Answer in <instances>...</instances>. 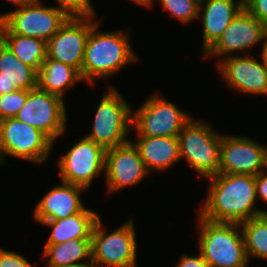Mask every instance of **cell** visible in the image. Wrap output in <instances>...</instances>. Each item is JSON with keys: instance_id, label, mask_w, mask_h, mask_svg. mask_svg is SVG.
Instances as JSON below:
<instances>
[{"instance_id": "6da1fadb", "label": "cell", "mask_w": 267, "mask_h": 267, "mask_svg": "<svg viewBox=\"0 0 267 267\" xmlns=\"http://www.w3.org/2000/svg\"><path fill=\"white\" fill-rule=\"evenodd\" d=\"M209 179L210 190L200 211L202 218L240 224L266 213L264 210H254L257 199L255 176L218 173Z\"/></svg>"}, {"instance_id": "7a4b0ae2", "label": "cell", "mask_w": 267, "mask_h": 267, "mask_svg": "<svg viewBox=\"0 0 267 267\" xmlns=\"http://www.w3.org/2000/svg\"><path fill=\"white\" fill-rule=\"evenodd\" d=\"M98 25L95 23L90 30L81 70L82 79L90 84L96 78L115 74L121 67L137 59L127 34L122 30L100 32L97 30Z\"/></svg>"}, {"instance_id": "3957f363", "label": "cell", "mask_w": 267, "mask_h": 267, "mask_svg": "<svg viewBox=\"0 0 267 267\" xmlns=\"http://www.w3.org/2000/svg\"><path fill=\"white\" fill-rule=\"evenodd\" d=\"M199 225V250L210 267L247 266L249 260L242 230L238 229L240 224L209 221L199 215Z\"/></svg>"}, {"instance_id": "277c9868", "label": "cell", "mask_w": 267, "mask_h": 267, "mask_svg": "<svg viewBox=\"0 0 267 267\" xmlns=\"http://www.w3.org/2000/svg\"><path fill=\"white\" fill-rule=\"evenodd\" d=\"M177 138L180 158L185 157L200 175L210 178L219 173L222 135L191 118Z\"/></svg>"}, {"instance_id": "5b68a950", "label": "cell", "mask_w": 267, "mask_h": 267, "mask_svg": "<svg viewBox=\"0 0 267 267\" xmlns=\"http://www.w3.org/2000/svg\"><path fill=\"white\" fill-rule=\"evenodd\" d=\"M69 16L56 7H43L39 0L0 15V34H18L47 42Z\"/></svg>"}, {"instance_id": "8992f818", "label": "cell", "mask_w": 267, "mask_h": 267, "mask_svg": "<svg viewBox=\"0 0 267 267\" xmlns=\"http://www.w3.org/2000/svg\"><path fill=\"white\" fill-rule=\"evenodd\" d=\"M132 124L129 105L114 88L104 93L95 114L93 130L86 138L105 150L123 145Z\"/></svg>"}, {"instance_id": "52a82bcc", "label": "cell", "mask_w": 267, "mask_h": 267, "mask_svg": "<svg viewBox=\"0 0 267 267\" xmlns=\"http://www.w3.org/2000/svg\"><path fill=\"white\" fill-rule=\"evenodd\" d=\"M97 219L91 234V263L94 267H136V240L133 220L109 234Z\"/></svg>"}, {"instance_id": "ba28073f", "label": "cell", "mask_w": 267, "mask_h": 267, "mask_svg": "<svg viewBox=\"0 0 267 267\" xmlns=\"http://www.w3.org/2000/svg\"><path fill=\"white\" fill-rule=\"evenodd\" d=\"M53 141L41 132L15 117L0 121V162L3 155H10L32 161L44 162L51 150Z\"/></svg>"}, {"instance_id": "9c48e42d", "label": "cell", "mask_w": 267, "mask_h": 267, "mask_svg": "<svg viewBox=\"0 0 267 267\" xmlns=\"http://www.w3.org/2000/svg\"><path fill=\"white\" fill-rule=\"evenodd\" d=\"M190 119L161 95L147 99L136 113H132L137 136L177 137Z\"/></svg>"}, {"instance_id": "30bf717a", "label": "cell", "mask_w": 267, "mask_h": 267, "mask_svg": "<svg viewBox=\"0 0 267 267\" xmlns=\"http://www.w3.org/2000/svg\"><path fill=\"white\" fill-rule=\"evenodd\" d=\"M15 118L39 129L53 142L65 130L66 113L63 99L40 90H28L25 104Z\"/></svg>"}, {"instance_id": "8fae6325", "label": "cell", "mask_w": 267, "mask_h": 267, "mask_svg": "<svg viewBox=\"0 0 267 267\" xmlns=\"http://www.w3.org/2000/svg\"><path fill=\"white\" fill-rule=\"evenodd\" d=\"M105 153L102 146L86 137L82 138L57 164L61 181L89 188L96 175L105 170Z\"/></svg>"}, {"instance_id": "7c38bea8", "label": "cell", "mask_w": 267, "mask_h": 267, "mask_svg": "<svg viewBox=\"0 0 267 267\" xmlns=\"http://www.w3.org/2000/svg\"><path fill=\"white\" fill-rule=\"evenodd\" d=\"M94 15L69 17L60 29L46 42L47 57L77 69L80 74L85 46L90 30L96 22Z\"/></svg>"}, {"instance_id": "4fadbf2b", "label": "cell", "mask_w": 267, "mask_h": 267, "mask_svg": "<svg viewBox=\"0 0 267 267\" xmlns=\"http://www.w3.org/2000/svg\"><path fill=\"white\" fill-rule=\"evenodd\" d=\"M265 156L266 147L250 138L222 135L219 173L256 176L265 168Z\"/></svg>"}, {"instance_id": "5bb4252c", "label": "cell", "mask_w": 267, "mask_h": 267, "mask_svg": "<svg viewBox=\"0 0 267 267\" xmlns=\"http://www.w3.org/2000/svg\"><path fill=\"white\" fill-rule=\"evenodd\" d=\"M266 39L267 27L244 8L204 55L228 57L231 52L248 49Z\"/></svg>"}, {"instance_id": "9a60e30c", "label": "cell", "mask_w": 267, "mask_h": 267, "mask_svg": "<svg viewBox=\"0 0 267 267\" xmlns=\"http://www.w3.org/2000/svg\"><path fill=\"white\" fill-rule=\"evenodd\" d=\"M149 173L137 148L130 141L106 150L105 175L110 192L135 185Z\"/></svg>"}, {"instance_id": "2e32d148", "label": "cell", "mask_w": 267, "mask_h": 267, "mask_svg": "<svg viewBox=\"0 0 267 267\" xmlns=\"http://www.w3.org/2000/svg\"><path fill=\"white\" fill-rule=\"evenodd\" d=\"M220 73L228 84L240 92L267 94V69L257 58L229 56L219 61Z\"/></svg>"}, {"instance_id": "e0dca14e", "label": "cell", "mask_w": 267, "mask_h": 267, "mask_svg": "<svg viewBox=\"0 0 267 267\" xmlns=\"http://www.w3.org/2000/svg\"><path fill=\"white\" fill-rule=\"evenodd\" d=\"M86 188L62 182V185L51 189L40 200L34 211V218L39 223L60 220L81 212L83 206L79 193Z\"/></svg>"}, {"instance_id": "ac0fdd59", "label": "cell", "mask_w": 267, "mask_h": 267, "mask_svg": "<svg viewBox=\"0 0 267 267\" xmlns=\"http://www.w3.org/2000/svg\"><path fill=\"white\" fill-rule=\"evenodd\" d=\"M201 15L203 21V51L204 53L218 40L231 21L244 9V4L234 0H200L199 17L201 7L204 6Z\"/></svg>"}, {"instance_id": "d6986e66", "label": "cell", "mask_w": 267, "mask_h": 267, "mask_svg": "<svg viewBox=\"0 0 267 267\" xmlns=\"http://www.w3.org/2000/svg\"><path fill=\"white\" fill-rule=\"evenodd\" d=\"M38 86V72L23 64L0 40V95Z\"/></svg>"}, {"instance_id": "ffe728a7", "label": "cell", "mask_w": 267, "mask_h": 267, "mask_svg": "<svg viewBox=\"0 0 267 267\" xmlns=\"http://www.w3.org/2000/svg\"><path fill=\"white\" fill-rule=\"evenodd\" d=\"M134 145L147 170H165L180 159V149L177 137L138 136Z\"/></svg>"}, {"instance_id": "44dd1931", "label": "cell", "mask_w": 267, "mask_h": 267, "mask_svg": "<svg viewBox=\"0 0 267 267\" xmlns=\"http://www.w3.org/2000/svg\"><path fill=\"white\" fill-rule=\"evenodd\" d=\"M98 218V214L85 207L81 212L70 217L44 221L41 224L52 228L47 244H60L71 239H91L92 230Z\"/></svg>"}, {"instance_id": "7402d4cb", "label": "cell", "mask_w": 267, "mask_h": 267, "mask_svg": "<svg viewBox=\"0 0 267 267\" xmlns=\"http://www.w3.org/2000/svg\"><path fill=\"white\" fill-rule=\"evenodd\" d=\"M83 80L80 72L68 64L46 58L38 71V88L63 99L65 89Z\"/></svg>"}, {"instance_id": "603a6c76", "label": "cell", "mask_w": 267, "mask_h": 267, "mask_svg": "<svg viewBox=\"0 0 267 267\" xmlns=\"http://www.w3.org/2000/svg\"><path fill=\"white\" fill-rule=\"evenodd\" d=\"M44 256L49 257L48 267H80L92 265L80 260L88 258L91 262V239H71L60 244H46Z\"/></svg>"}, {"instance_id": "cb8c5ba5", "label": "cell", "mask_w": 267, "mask_h": 267, "mask_svg": "<svg viewBox=\"0 0 267 267\" xmlns=\"http://www.w3.org/2000/svg\"><path fill=\"white\" fill-rule=\"evenodd\" d=\"M0 40L23 63L37 72L47 57L46 42L18 34H0Z\"/></svg>"}, {"instance_id": "d4e9b609", "label": "cell", "mask_w": 267, "mask_h": 267, "mask_svg": "<svg viewBox=\"0 0 267 267\" xmlns=\"http://www.w3.org/2000/svg\"><path fill=\"white\" fill-rule=\"evenodd\" d=\"M245 250L249 257L267 259V214L240 223Z\"/></svg>"}, {"instance_id": "484cf974", "label": "cell", "mask_w": 267, "mask_h": 267, "mask_svg": "<svg viewBox=\"0 0 267 267\" xmlns=\"http://www.w3.org/2000/svg\"><path fill=\"white\" fill-rule=\"evenodd\" d=\"M164 10L170 11L177 19L182 22H190L199 18L200 0H160Z\"/></svg>"}, {"instance_id": "4316f807", "label": "cell", "mask_w": 267, "mask_h": 267, "mask_svg": "<svg viewBox=\"0 0 267 267\" xmlns=\"http://www.w3.org/2000/svg\"><path fill=\"white\" fill-rule=\"evenodd\" d=\"M28 90L17 89L14 92L0 95V121L13 118L25 104Z\"/></svg>"}, {"instance_id": "83f0119b", "label": "cell", "mask_w": 267, "mask_h": 267, "mask_svg": "<svg viewBox=\"0 0 267 267\" xmlns=\"http://www.w3.org/2000/svg\"><path fill=\"white\" fill-rule=\"evenodd\" d=\"M58 9L69 17H88L94 15L90 0H57Z\"/></svg>"}, {"instance_id": "f1b7e54d", "label": "cell", "mask_w": 267, "mask_h": 267, "mask_svg": "<svg viewBox=\"0 0 267 267\" xmlns=\"http://www.w3.org/2000/svg\"><path fill=\"white\" fill-rule=\"evenodd\" d=\"M244 8L267 27V0H248Z\"/></svg>"}, {"instance_id": "f546056e", "label": "cell", "mask_w": 267, "mask_h": 267, "mask_svg": "<svg viewBox=\"0 0 267 267\" xmlns=\"http://www.w3.org/2000/svg\"><path fill=\"white\" fill-rule=\"evenodd\" d=\"M0 267H32L26 258L13 253L0 249Z\"/></svg>"}, {"instance_id": "4dcf8cb0", "label": "cell", "mask_w": 267, "mask_h": 267, "mask_svg": "<svg viewBox=\"0 0 267 267\" xmlns=\"http://www.w3.org/2000/svg\"><path fill=\"white\" fill-rule=\"evenodd\" d=\"M176 267H210L200 253L198 257L184 255Z\"/></svg>"}, {"instance_id": "1f68e13d", "label": "cell", "mask_w": 267, "mask_h": 267, "mask_svg": "<svg viewBox=\"0 0 267 267\" xmlns=\"http://www.w3.org/2000/svg\"><path fill=\"white\" fill-rule=\"evenodd\" d=\"M264 171L265 170L261 171L255 176L256 197H260L267 202V175L264 173Z\"/></svg>"}, {"instance_id": "d6a6232c", "label": "cell", "mask_w": 267, "mask_h": 267, "mask_svg": "<svg viewBox=\"0 0 267 267\" xmlns=\"http://www.w3.org/2000/svg\"><path fill=\"white\" fill-rule=\"evenodd\" d=\"M262 58L265 65V68L267 69V39L264 42L263 48H262Z\"/></svg>"}, {"instance_id": "836d02e7", "label": "cell", "mask_w": 267, "mask_h": 267, "mask_svg": "<svg viewBox=\"0 0 267 267\" xmlns=\"http://www.w3.org/2000/svg\"><path fill=\"white\" fill-rule=\"evenodd\" d=\"M14 3L15 5H18L19 7H22L24 5H27L35 0H8Z\"/></svg>"}, {"instance_id": "e575fe53", "label": "cell", "mask_w": 267, "mask_h": 267, "mask_svg": "<svg viewBox=\"0 0 267 267\" xmlns=\"http://www.w3.org/2000/svg\"><path fill=\"white\" fill-rule=\"evenodd\" d=\"M132 1H134L135 3H138V4L145 5L146 7L150 6L152 3V0H132Z\"/></svg>"}, {"instance_id": "d590c367", "label": "cell", "mask_w": 267, "mask_h": 267, "mask_svg": "<svg viewBox=\"0 0 267 267\" xmlns=\"http://www.w3.org/2000/svg\"><path fill=\"white\" fill-rule=\"evenodd\" d=\"M265 167L267 168V147H266V156H265Z\"/></svg>"}, {"instance_id": "8d00e7d4", "label": "cell", "mask_w": 267, "mask_h": 267, "mask_svg": "<svg viewBox=\"0 0 267 267\" xmlns=\"http://www.w3.org/2000/svg\"><path fill=\"white\" fill-rule=\"evenodd\" d=\"M241 1L243 4H245L248 0H239Z\"/></svg>"}, {"instance_id": "74e56055", "label": "cell", "mask_w": 267, "mask_h": 267, "mask_svg": "<svg viewBox=\"0 0 267 267\" xmlns=\"http://www.w3.org/2000/svg\"><path fill=\"white\" fill-rule=\"evenodd\" d=\"M80 267H94L93 265L80 266Z\"/></svg>"}]
</instances>
